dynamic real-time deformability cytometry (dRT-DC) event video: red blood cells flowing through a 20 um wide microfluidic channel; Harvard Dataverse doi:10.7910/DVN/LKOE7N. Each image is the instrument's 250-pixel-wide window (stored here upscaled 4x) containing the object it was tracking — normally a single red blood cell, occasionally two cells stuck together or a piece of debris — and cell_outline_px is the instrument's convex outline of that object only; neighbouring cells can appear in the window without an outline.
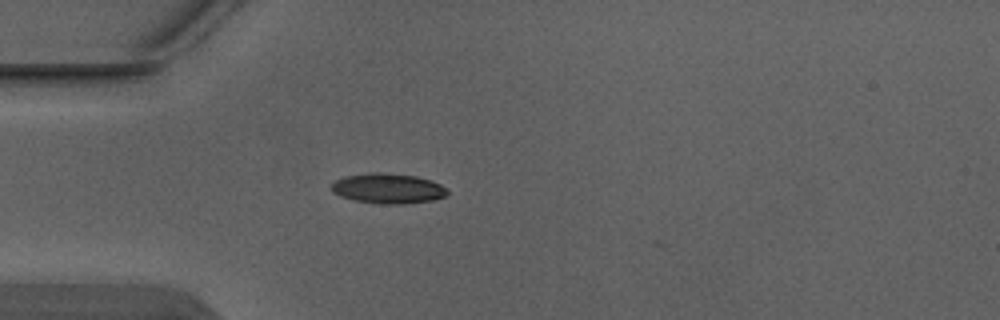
{"species": "Egyptian fruit bat (a non-hibernating species)", "species_latin": "Rousettus aegyptiacus", "temperature_condition": "warm", "stored_images_in_passage": 5, "camera_frame_rate_fps": 3000, "um_per_image_px": 0.085, "animal": {"sex": "male"}, "frame": {"image": 1, "passage_image": 5, "time_ms": 1.333, "image_size_px": [1000, 320], "cell_outline_px": [[448, 192], [444, 196], [432, 200], [400, 204], [376, 204], [352, 200], [340, 196], [332, 192], [332, 184], [336, 180], [344, 176], [368, 172], [380, 172], [416, 176], [440, 184], [448, 188]], "centroid_in_image_um": [32.94, 16.02], "position_along_channel_um": 52.1, "area_um2": 20.4}}